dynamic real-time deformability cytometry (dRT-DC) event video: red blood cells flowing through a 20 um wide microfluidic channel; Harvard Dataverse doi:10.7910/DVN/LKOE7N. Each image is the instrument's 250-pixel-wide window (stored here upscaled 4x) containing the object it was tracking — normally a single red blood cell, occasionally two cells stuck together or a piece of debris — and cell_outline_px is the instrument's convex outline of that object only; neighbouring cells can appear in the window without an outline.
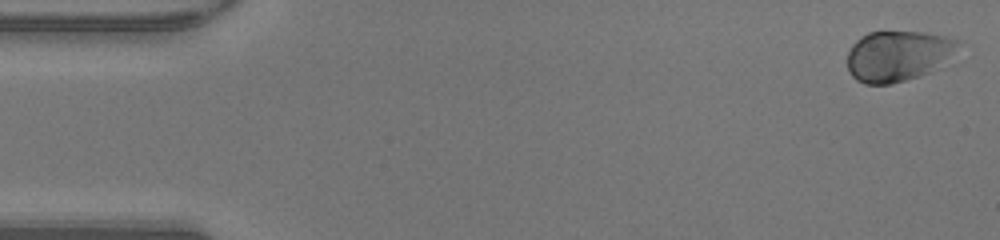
{"species": "human", "species_latin": "Homo sapiens", "temperature_condition": "warm", "stored_images_in_passage": 48, "camera_frame_rate_fps": 3000, "um_per_image_px": 0.085, "donor": {"sex": "male"}, "frame": {"image": 1, "passage_image": 1, "time_ms": 0.0, "image_size_px": [1000, 240], "cell_outline_px": [[960, 40], [928, 72], [892, 84], [864, 84], [856, 80], [852, 76], [848, 68], [848, 52], [852, 44], [856, 40], [868, 32], [924, 32], [944, 36]], "centroid_in_image_um": [76.15, 4.74], "position_along_channel_um": 8.8, "area_um2": 31.33}}
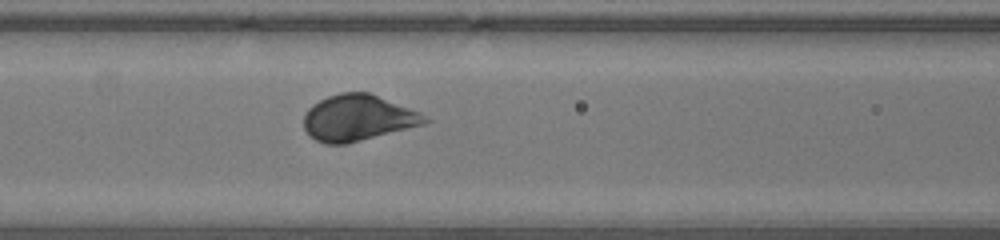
{"frame": {"image": 2, "passage_image": 20, "time_ms": 6.333, "image_size_px": [1000, 240], "cell_outline_px": [[432, 120], [424, 124], [344, 144], [324, 144], [308, 136], [304, 128], [304, 112], [312, 104], [328, 96], [340, 92], [368, 92], [420, 112]], "centroid_in_image_um": [30.38, 10.01], "position_along_channel_um": 136.2, "area_um2": 32.37}}
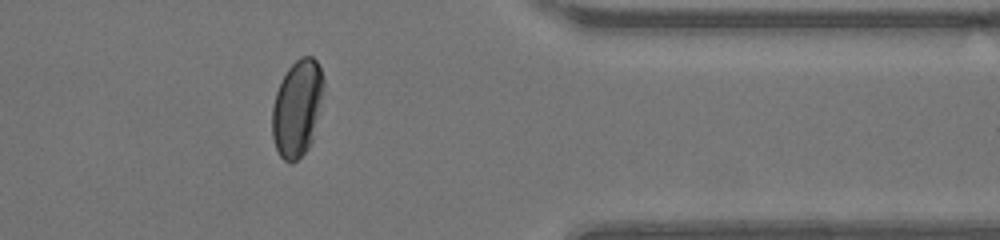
{"frame": {"image": 3, "passage_image": 39, "time_ms": 12.667, "image_size_px": [1000, 240], "cell_outline_px": [[324, 88], [312, 140], [308, 148], [292, 164], [284, 160], [280, 156], [276, 148], [272, 136], [272, 108], [276, 92], [288, 68], [300, 56], [312, 56], [316, 60], [324, 76]], "centroid_in_image_um": [25.26, 9.18], "position_along_channel_um": 386.1, "area_um2": 28.84}, "authors_computed_cell_mechanics": {"area_um2": 32.3102, "velocity_mm_per_s": 4.2404, "shape_relaxation_time_tau1_ms": 2.1741, "shape_relaxation_time_tau2_ms": null, "deformation_change_tau1": 0.1298, "deformation_change_tau2": null}}